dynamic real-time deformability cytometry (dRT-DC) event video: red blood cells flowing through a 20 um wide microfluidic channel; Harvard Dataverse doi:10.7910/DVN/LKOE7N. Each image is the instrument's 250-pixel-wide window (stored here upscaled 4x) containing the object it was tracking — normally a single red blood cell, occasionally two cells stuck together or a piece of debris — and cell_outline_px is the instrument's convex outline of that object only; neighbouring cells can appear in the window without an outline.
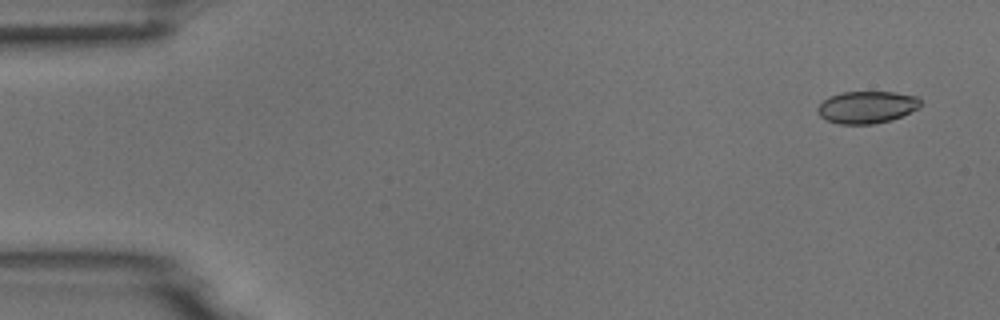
{"species": "common noctule bat (a hibernating species)", "species_latin": "Nyctalus noctula", "temperature_condition": "room temperature", "stored_images_in_passage": 4, "camera_frame_rate_fps": 3000, "um_per_image_px": 0.085, "animal": {"sex": "male", "body_mass_g": 18.8}, "frame": {"image": 1, "passage_image": 1, "time_ms": 0.0, "image_size_px": [1000, 320], "cell_outline_px": [[920, 108], [892, 120], [872, 124], [840, 124], [828, 120], [820, 116], [816, 112], [816, 108], [828, 96], [840, 92], [896, 92], [916, 96], [920, 100]], "centroid_in_image_um": [73.67, 9.1], "position_along_channel_um": 11.3, "area_um2": 19.42}}
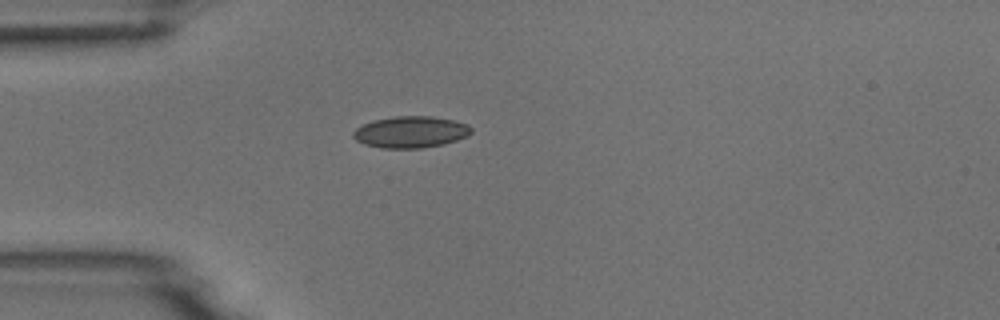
{"frame": {"image": 2, "passage_image": 4, "time_ms": 4.0, "image_size_px": [1000, 320], "cell_outline_px": [[472, 132], [468, 136], [444, 144], [424, 148], [380, 148], [364, 144], [356, 140], [352, 136], [352, 132], [356, 128], [372, 120], [396, 116], [432, 116], [452, 120], [468, 124], [472, 128]], "centroid_in_image_um": [34.9, 11.22], "position_along_channel_um": 50.1, "area_um2": 21.85}}